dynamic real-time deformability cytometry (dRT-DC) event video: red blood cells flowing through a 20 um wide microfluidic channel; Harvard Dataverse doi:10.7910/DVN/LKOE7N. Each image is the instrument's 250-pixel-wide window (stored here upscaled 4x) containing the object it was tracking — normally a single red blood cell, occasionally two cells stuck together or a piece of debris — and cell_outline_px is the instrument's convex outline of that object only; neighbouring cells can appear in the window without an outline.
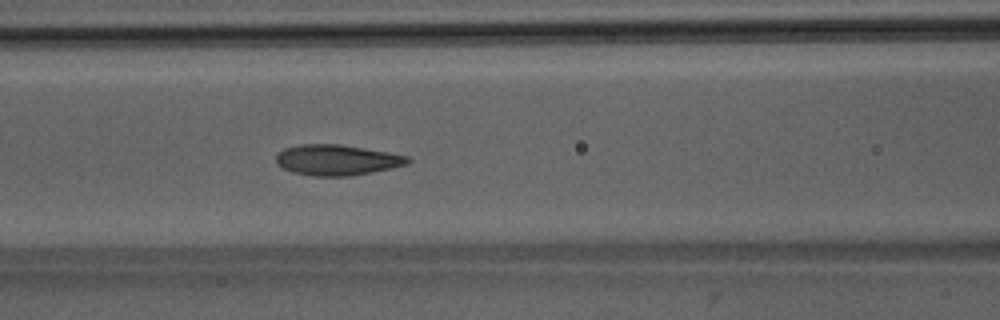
{"species": "Egyptian fruit bat (a non-hibernating species)", "species_latin": "Rousettus aegyptiacus", "temperature_condition": "room temperature", "stored_images_in_passage": 51, "camera_frame_rate_fps": 3000, "um_per_image_px": 0.085, "animal": {"sex": "male"}, "frame": {"image": 1, "passage_image": 22, "time_ms": 7.0, "image_size_px": [1000, 320], "cell_outline_px": [[412, 160], [408, 164], [392, 168], [352, 176], [312, 176], [292, 172], [276, 164], [276, 156], [284, 148], [300, 144], [340, 144], [388, 152], [408, 156]], "centroid_in_image_um": [28.65, 13.6], "position_along_channel_um": 138.0, "area_um2": 23.58}}
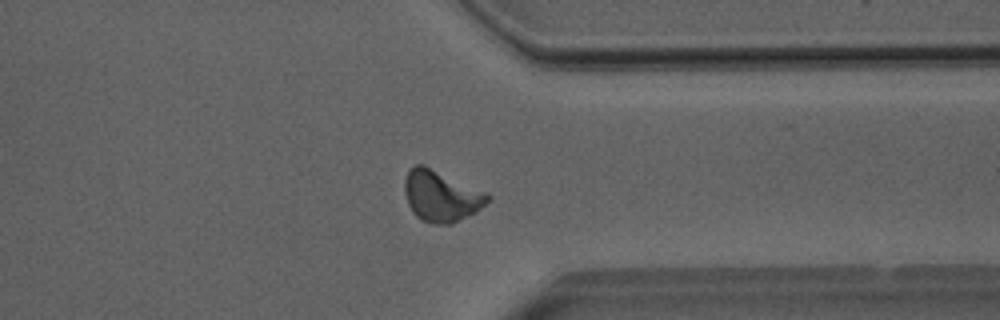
{"frame": {"image": 2, "passage_image": 40, "time_ms": 13.0, "image_size_px": [1000, 320], "cell_outline_px": [[492, 196], [476, 212], [452, 224], [432, 224], [416, 216], [408, 204], [404, 192], [404, 180], [408, 172], [416, 164], [424, 164], [488, 192]], "centroid_in_image_um": [37.51, 16.65], "position_along_channel_um": 373.9, "area_um2": 24.85}}
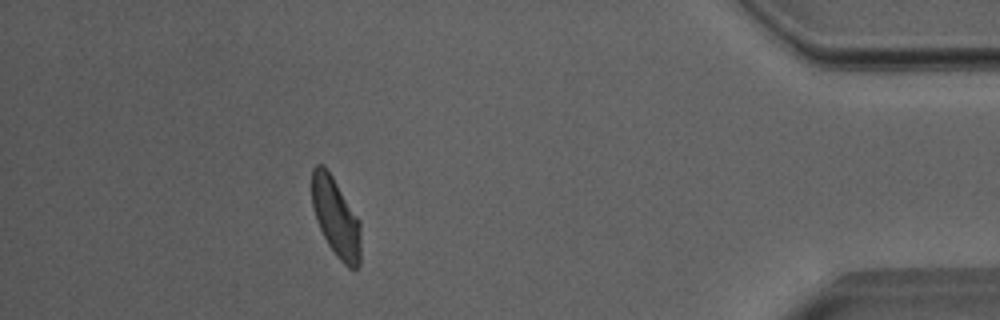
{"frame": {"image": 3, "passage_image": 46, "time_ms": 15.0, "image_size_px": [1000, 320], "cell_outline_px": [[360, 264], [356, 268], [348, 268], [336, 256], [328, 244], [316, 220], [312, 208], [312, 168], [316, 164], [320, 164], [332, 176], [360, 220]], "centroid_in_image_um": [28.55, 18.5], "position_along_channel_um": 406.6, "area_um2": 22.31}, "authors_computed_cell_mechanics": {"area_um2": 23.2934, "velocity_mm_per_s": 3.9791, "shape_relaxation_time_tau1_ms": 3.9574, "shape_relaxation_time_tau2_ms": 1.1957, "deformation_change_tau1": 0.1301, "deformation_change_tau2": 0.0619}}